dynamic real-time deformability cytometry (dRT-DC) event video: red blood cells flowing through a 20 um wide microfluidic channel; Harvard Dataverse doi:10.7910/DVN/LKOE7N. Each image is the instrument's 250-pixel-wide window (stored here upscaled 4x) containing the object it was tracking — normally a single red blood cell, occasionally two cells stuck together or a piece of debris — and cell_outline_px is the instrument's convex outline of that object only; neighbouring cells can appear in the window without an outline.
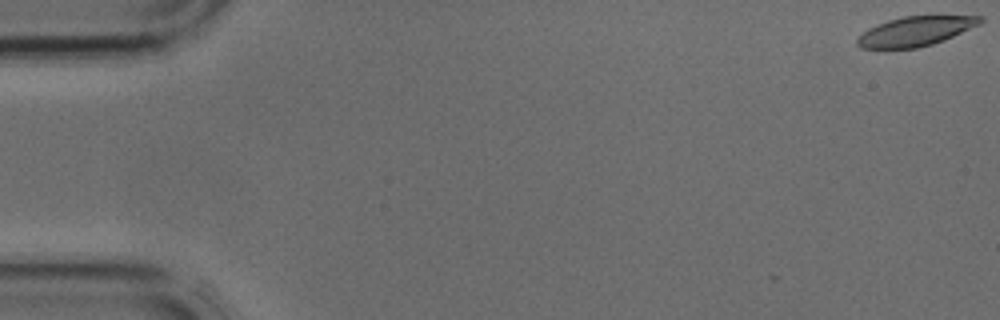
{"species": "common noctule bat (a hibernating species)", "species_latin": "Nyctalus noctula", "temperature_condition": "cold", "stored_images_in_passage": 13, "camera_frame_rate_fps": 3000, "um_per_image_px": 0.085, "animal": {"sex": "male", "body_mass_g": 17.9, "forearm_length_mm": 54.2}, "frame": {"image": 1, "passage_image": 1, "time_ms": 0.0, "image_size_px": [1000, 320], "cell_outline_px": [[984, 20], [980, 24], [944, 40], [932, 44], [916, 48], [884, 52], [860, 48], [856, 44], [856, 40], [868, 28], [888, 20], [904, 16], [984, 16]], "centroid_in_image_um": [77.73, 2.71], "position_along_channel_um": 7.3, "area_um2": 21.73}}
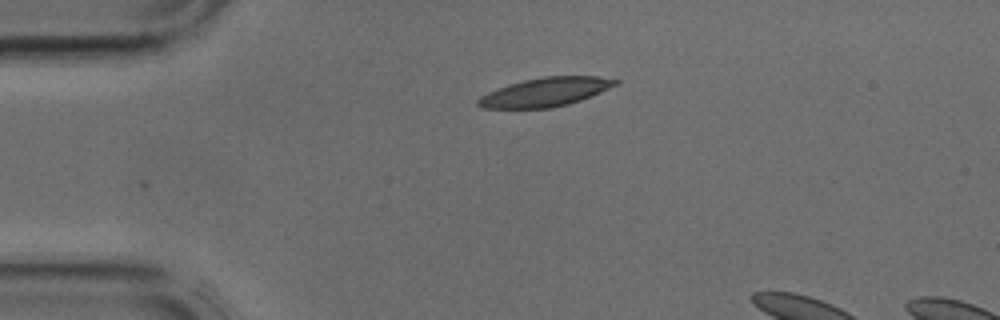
{"frame": {"image": 2, "passage_image": 10, "time_ms": 3.0, "image_size_px": [1000, 320], "cell_outline_px": [[620, 84], [580, 100], [568, 104], [548, 108], [480, 108], [476, 104], [476, 100], [480, 96], [488, 92], [508, 84], [524, 80], [544, 76], [596, 76], [620, 80]], "centroid_in_image_um": [46.34, 7.82], "position_along_channel_um": 38.7, "area_um2": 23.06}}